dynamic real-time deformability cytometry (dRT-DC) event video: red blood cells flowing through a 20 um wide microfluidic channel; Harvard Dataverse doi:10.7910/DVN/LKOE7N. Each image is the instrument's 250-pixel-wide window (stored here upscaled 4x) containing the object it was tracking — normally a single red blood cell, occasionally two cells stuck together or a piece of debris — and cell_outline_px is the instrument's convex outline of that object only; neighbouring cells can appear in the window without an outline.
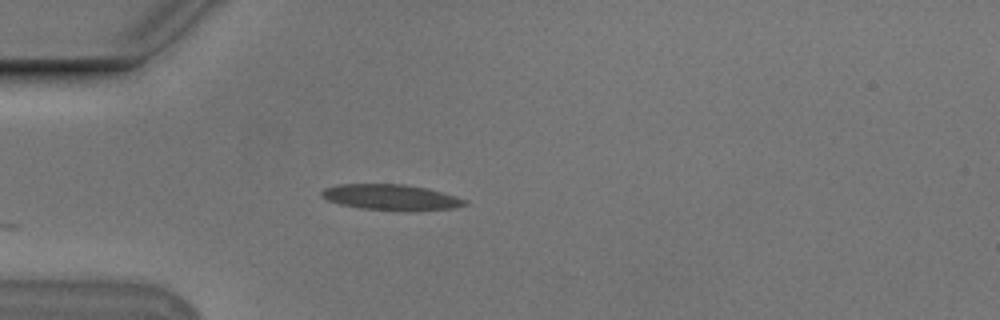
{"species": "Egyptian fruit bat (a non-hibernating species)", "species_latin": "Rousettus aegyptiacus", "temperature_condition": "cold", "stored_images_in_passage": 6, "camera_frame_rate_fps": 3000, "um_per_image_px": 0.085, "animal": {"sex": "male"}, "frame": {"image": 1, "passage_image": 1, "time_ms": 0.0, "image_size_px": [1000, 320], "cell_outline_px": [[468, 204], [452, 208], [408, 212], [360, 208], [340, 204], [328, 200], [320, 196], [320, 192], [324, 188], [340, 184], [404, 184], [424, 188], [456, 196], [468, 200]], "centroid_in_image_um": [33.23, 16.78], "position_along_channel_um": 51.8, "area_um2": 21.62}}